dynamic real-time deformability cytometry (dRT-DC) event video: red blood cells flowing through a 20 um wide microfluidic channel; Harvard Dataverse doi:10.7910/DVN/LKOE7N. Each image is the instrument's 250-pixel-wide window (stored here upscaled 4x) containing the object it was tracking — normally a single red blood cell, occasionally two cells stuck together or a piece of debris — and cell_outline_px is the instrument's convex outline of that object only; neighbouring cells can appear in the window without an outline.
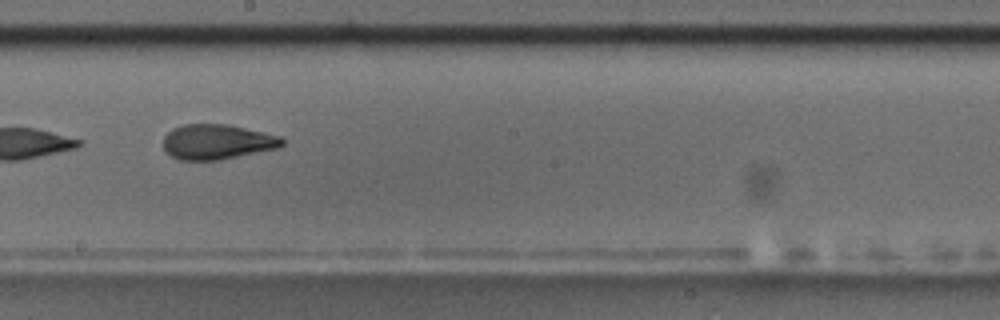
{"species": "common noctule bat (a hibernating species)", "species_latin": "Nyctalus noctula", "temperature_condition": "room temperature", "stored_images_in_passage": 16, "camera_frame_rate_fps": 3000, "um_per_image_px": 0.085, "animal": {"sex": "male", "body_mass_g": 17.5, "forearm_length_mm": 52.3}, "frame": {"image": 1, "passage_image": 10, "time_ms": 10.333, "image_size_px": [1000, 320], "cell_outline_px": [[284, 144], [280, 148], [220, 160], [180, 160], [172, 156], [164, 148], [164, 136], [172, 128], [184, 124], [228, 124], [264, 132], [280, 136], [284, 140]], "centroid_in_image_um": [18.48, 12.05], "position_along_channel_um": 229.7, "area_um2": 24.39}, "authors_computed_cell_mechanics": {"area_um2": 24.2182, "velocity_mm_per_s": 3.5684, "shape_relaxation_time_tau1_ms": 4.3863, "shape_relaxation_time_tau2_ms": 1.7918, "deformation_change_tau1": 0.1695, "deformation_change_tau2": 0.0949}}